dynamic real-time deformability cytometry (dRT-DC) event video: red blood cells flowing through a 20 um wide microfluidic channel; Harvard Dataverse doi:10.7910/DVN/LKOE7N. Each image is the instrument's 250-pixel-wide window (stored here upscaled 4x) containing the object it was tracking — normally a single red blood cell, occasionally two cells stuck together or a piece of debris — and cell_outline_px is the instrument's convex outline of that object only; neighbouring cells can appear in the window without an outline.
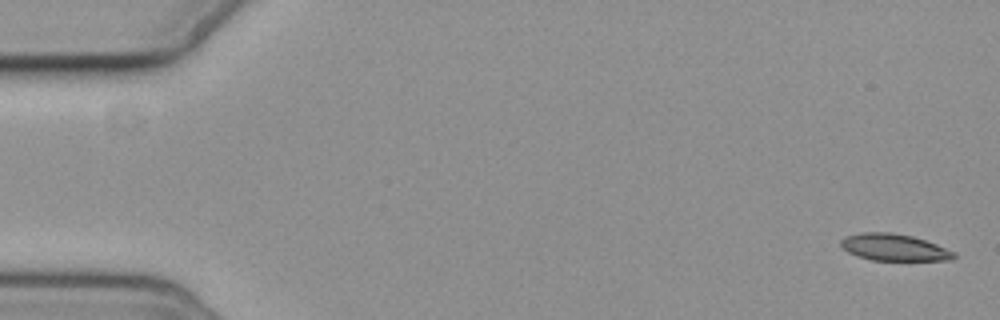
{"species": "common noctule bat (a hibernating species)", "species_latin": "Nyctalus noctula", "temperature_condition": "cold", "stored_images_in_passage": 5, "camera_frame_rate_fps": 3000, "um_per_image_px": 0.085, "animal": {"sex": "female", "body_mass_g": 19.3, "forearm_length_mm": 54.1}, "frame": {"image": 1, "passage_image": 1, "time_ms": 0.0, "image_size_px": [1000, 320], "cell_outline_px": [[956, 256], [952, 260], [872, 260], [856, 256], [848, 252], [840, 244], [840, 240], [848, 236], [860, 232], [888, 232], [912, 236], [936, 244], [956, 252]], "centroid_in_image_um": [76.0, 21.03], "position_along_channel_um": 9.0, "area_um2": 17.57}}